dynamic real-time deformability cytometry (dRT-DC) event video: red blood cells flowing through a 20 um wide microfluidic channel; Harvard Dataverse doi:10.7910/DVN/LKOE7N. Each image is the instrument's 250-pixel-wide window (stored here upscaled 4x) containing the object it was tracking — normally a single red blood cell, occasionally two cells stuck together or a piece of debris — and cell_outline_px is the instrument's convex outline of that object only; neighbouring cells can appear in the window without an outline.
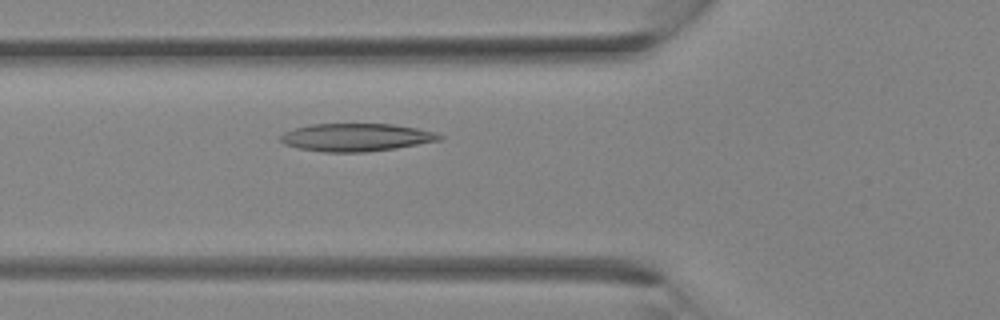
{"species": "Egyptian fruit bat (a non-hibernating species)", "species_latin": "Rousettus aegyptiacus", "temperature_condition": "room temperature", "stored_images_in_passage": 33, "camera_frame_rate_fps": 3000, "um_per_image_px": 0.085, "animal": {"sex": "female"}, "frame": {"image": 1, "passage_image": 11, "time_ms": 3.333, "image_size_px": [1000, 320], "cell_outline_px": [[444, 136], [440, 140], [396, 148], [364, 152], [324, 152], [296, 148], [284, 144], [280, 140], [280, 136], [284, 132], [292, 128], [312, 124], [392, 124], [416, 128], [432, 132]], "centroid_in_image_um": [30.21, 11.67], "position_along_channel_um": 95.6, "area_um2": 25.72}}
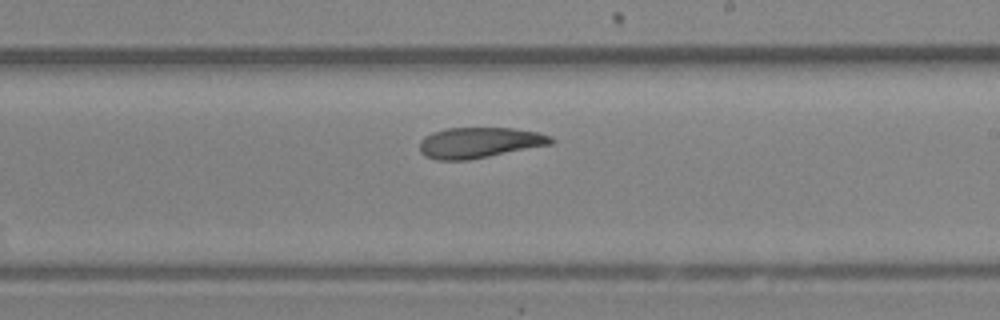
{"frame": {"image": 2, "passage_image": 19, "time_ms": 6.0, "image_size_px": [1000, 320], "cell_outline_px": [[556, 140], [552, 144], [468, 160], [436, 160], [424, 156], [420, 152], [420, 140], [424, 136], [432, 132], [448, 128], [512, 128], [540, 132], [552, 136]], "centroid_in_image_um": [40.75, 12.12], "position_along_channel_um": 248.2, "area_um2": 23.64}}
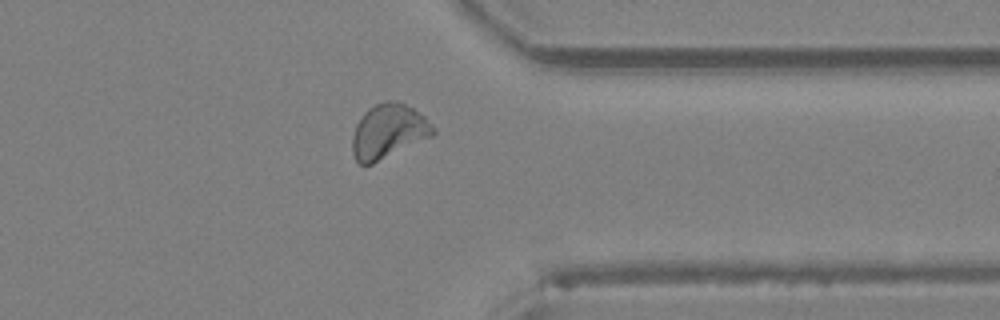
{"frame": {"image": 3, "passage_image": 26, "time_ms": 8.333, "image_size_px": [1000, 320], "cell_outline_px": [[436, 132], [432, 136], [372, 164], [360, 164], [356, 160], [352, 152], [352, 136], [356, 124], [364, 112], [368, 108], [376, 104], [388, 100], [404, 104], [412, 108], [424, 116], [436, 128]], "centroid_in_image_um": [33.0, 11.17], "position_along_channel_um": 378.4, "area_um2": 25.37}}